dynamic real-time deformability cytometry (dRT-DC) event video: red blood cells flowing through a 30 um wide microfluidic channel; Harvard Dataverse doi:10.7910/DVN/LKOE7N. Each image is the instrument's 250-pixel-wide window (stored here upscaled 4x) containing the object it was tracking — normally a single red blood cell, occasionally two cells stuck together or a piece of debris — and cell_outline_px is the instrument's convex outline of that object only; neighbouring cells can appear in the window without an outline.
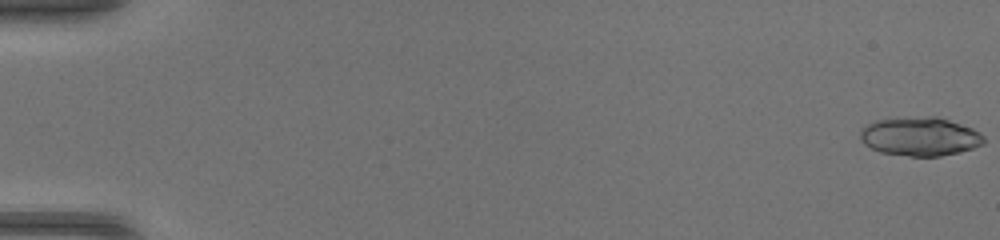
{"species": "common noctule bat (a hibernating species)", "species_latin": "Nyctalus noctula", "temperature_condition": "warm", "stored_images_in_passage": 21, "camera_frame_rate_fps": 3000, "um_per_image_px": 0.085, "animal": {"sex": "female", "body_mass_g": 17.0, "forearm_length_mm": 48.0}, "frame": {"image": 1, "passage_image": 1, "time_ms": 0.0, "image_size_px": [1000, 240], "cell_outline_px": [[984, 144], [960, 152], [940, 156], [908, 156], [880, 152], [864, 144], [860, 140], [860, 128], [876, 120], [928, 116], [936, 116], [972, 128], [980, 132], [984, 136]], "centroid_in_image_um": [78.19, 11.61], "position_along_channel_um": 6.8, "area_um2": 27.86}}
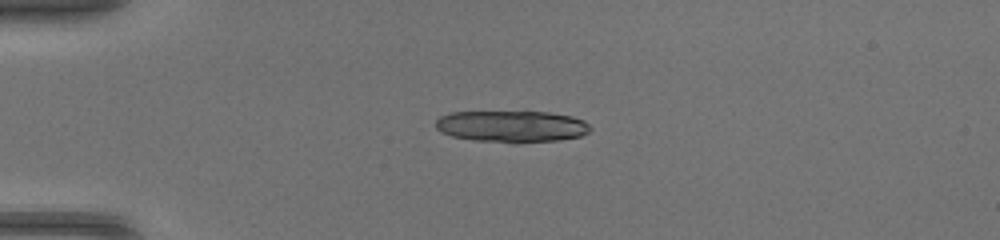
{"frame": {"image": 2, "passage_image": 14, "time_ms": 4.333, "image_size_px": [1000, 240], "cell_outline_px": [[592, 128], [588, 132], [580, 136], [560, 140], [476, 140], [452, 136], [440, 132], [436, 128], [436, 120], [440, 116], [452, 112], [548, 112], [572, 116], [584, 120]], "centroid_in_image_um": [43.49, 10.7], "position_along_channel_um": 41.5, "area_um2": 27.57}}